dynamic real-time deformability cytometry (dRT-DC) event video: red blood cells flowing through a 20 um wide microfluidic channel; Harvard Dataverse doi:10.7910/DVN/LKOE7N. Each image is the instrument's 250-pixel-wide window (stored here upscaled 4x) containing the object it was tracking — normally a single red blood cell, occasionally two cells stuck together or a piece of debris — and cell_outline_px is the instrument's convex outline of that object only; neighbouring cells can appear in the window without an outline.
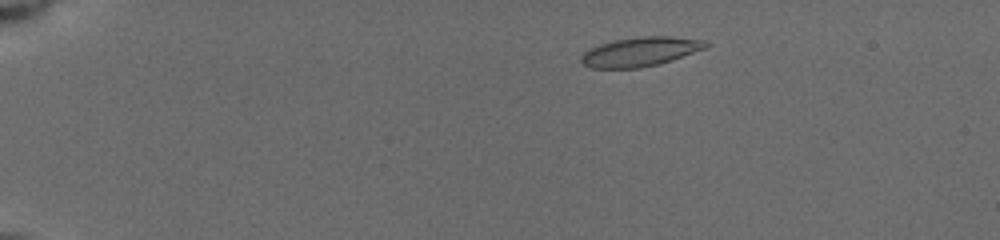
{"species": "common noctule bat (a hibernating species)", "species_latin": "Nyctalus noctula", "temperature_condition": "cold", "stored_images_in_passage": 13, "camera_frame_rate_fps": 3000, "um_per_image_px": 0.085, "animal": {"sex": "female", "body_mass_g": 19.5, "forearm_length_mm": 54.1}, "frame": {"image": 1, "passage_image": 3, "time_ms": 2.0, "image_size_px": [1000, 240], "cell_outline_px": [[712, 44], [704, 48], [672, 60], [660, 64], [640, 68], [592, 68], [584, 64], [580, 60], [580, 56], [584, 52], [600, 44], [616, 40], [644, 36], [672, 36], [704, 40]], "centroid_in_image_um": [54.44, 4.4], "position_along_channel_um": 30.6, "area_um2": 21.1}}
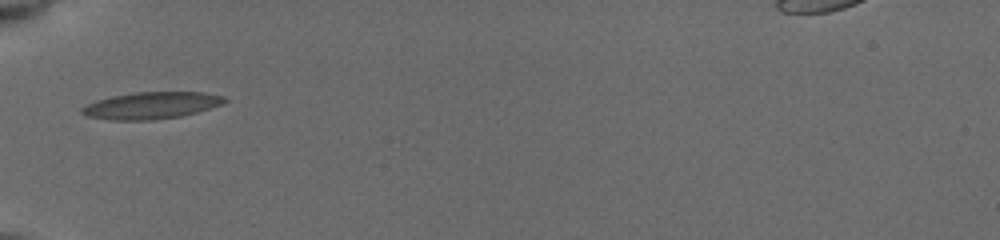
{"frame": {"image": 2, "passage_image": 9, "time_ms": 5.333, "image_size_px": [1000, 240], "cell_outline_px": [[228, 100], [220, 104], [196, 112], [180, 116], [152, 120], [108, 120], [88, 116], [80, 112], [80, 108], [96, 100], [112, 96], [136, 92], [204, 92], [224, 96]], "centroid_in_image_um": [12.83, 8.96], "position_along_channel_um": 72.2, "area_um2": 22.2}}
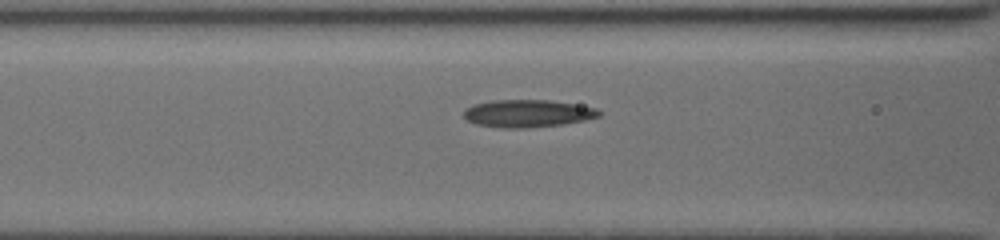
{"frame": {"image": 3, "passage_image": 12, "time_ms": 6.667, "image_size_px": [1000, 240], "cell_outline_px": [[600, 116], [584, 120], [560, 124], [524, 128], [500, 128], [476, 124], [468, 120], [464, 116], [464, 108], [472, 104], [492, 100], [552, 100], [596, 108], [600, 112]], "centroid_in_image_um": [44.79, 9.63], "position_along_channel_um": 121.8, "area_um2": 21.62}}